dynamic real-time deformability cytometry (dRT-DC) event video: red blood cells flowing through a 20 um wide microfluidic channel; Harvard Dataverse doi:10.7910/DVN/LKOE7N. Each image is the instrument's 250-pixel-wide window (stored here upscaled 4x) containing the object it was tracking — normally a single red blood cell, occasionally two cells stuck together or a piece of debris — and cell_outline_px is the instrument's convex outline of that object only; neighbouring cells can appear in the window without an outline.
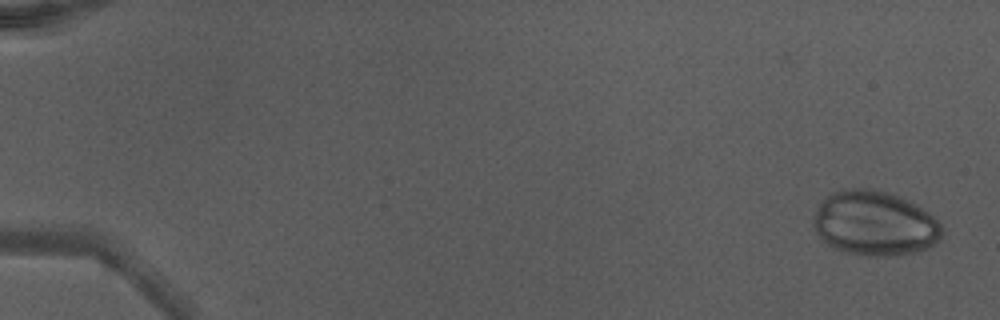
{"species": "Egyptian fruit bat (a non-hibernating species)", "species_latin": "Rousettus aegyptiacus", "temperature_condition": "warm", "stored_images_in_passage": 48, "camera_frame_rate_fps": 3000, "um_per_image_px": 0.085, "animal": {"sex": "male"}, "frame": {"image": 1, "passage_image": 1, "time_ms": 0.0, "image_size_px": [1000, 320], "cell_outline_px": [[944, 232], [940, 240], [924, 248], [900, 256], [860, 256], [840, 252], [828, 244], [816, 232], [812, 224], [812, 220], [820, 204], [832, 192], [840, 188], [876, 188], [888, 192], [916, 204], [928, 212], [940, 224]], "centroid_in_image_um": [74.33, 18.99], "position_along_channel_um": 10.7, "area_um2": 48.78}}
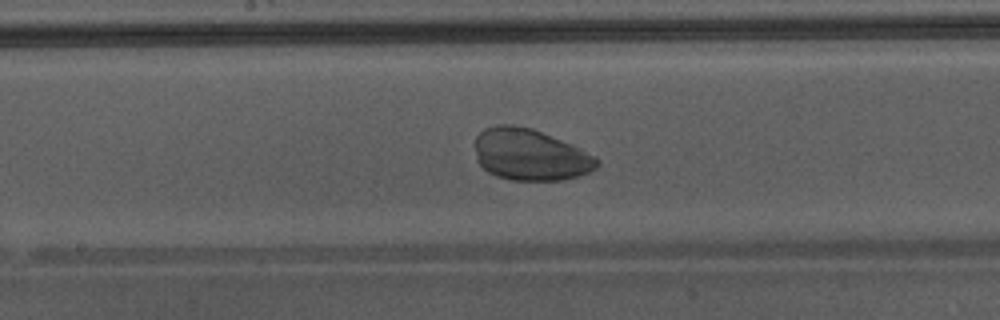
{"frame": {"image": 2, "passage_image": 27, "time_ms": 8.667, "image_size_px": [1000, 320], "cell_outline_px": [[600, 164], [596, 168], [588, 172], [576, 176], [560, 180], [508, 180], [496, 176], [488, 172], [476, 160], [476, 136], [484, 128], [496, 124], [512, 124], [532, 128], [572, 144], [596, 156], [600, 160]], "centroid_in_image_um": [45.06, 13.14], "position_along_channel_um": 203.1, "area_um2": 36.82}}
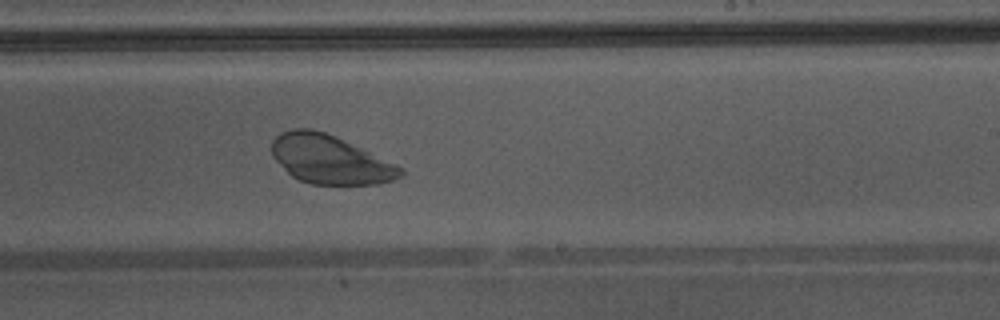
{"frame": {"image": 3, "passage_image": 31, "time_ms": 10.0, "image_size_px": [1000, 320], "cell_outline_px": [[404, 176], [380, 184], [312, 184], [300, 180], [292, 176], [272, 156], [272, 140], [280, 132], [292, 128], [312, 128], [324, 132], [360, 148], [404, 168]], "centroid_in_image_um": [28.03, 13.56], "position_along_channel_um": 261.0, "area_um2": 36.13}}